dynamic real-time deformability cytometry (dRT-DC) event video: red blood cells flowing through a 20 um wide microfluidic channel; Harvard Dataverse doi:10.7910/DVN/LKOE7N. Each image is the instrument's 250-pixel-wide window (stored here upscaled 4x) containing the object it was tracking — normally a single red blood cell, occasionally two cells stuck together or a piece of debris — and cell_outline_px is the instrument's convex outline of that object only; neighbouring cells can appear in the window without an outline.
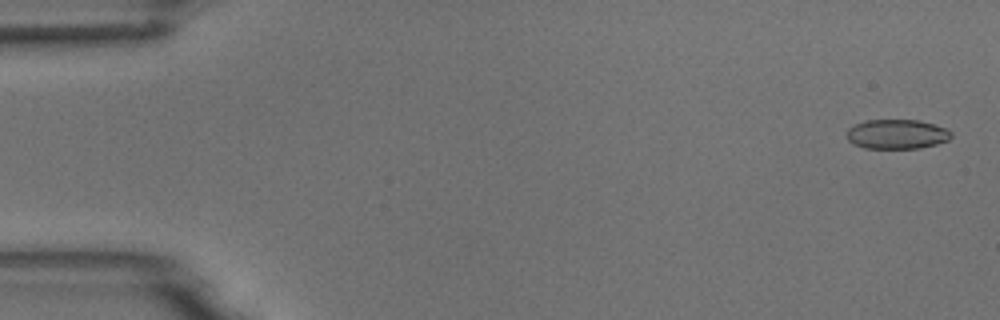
{"species": "common noctule bat (a hibernating species)", "species_latin": "Nyctalus noctula", "temperature_condition": "room temperature", "stored_images_in_passage": 54, "camera_frame_rate_fps": 3000, "um_per_image_px": 0.085, "animal": {"sex": "male", "body_mass_g": 18.8}, "frame": {"image": 1, "passage_image": 2, "time_ms": 0.333, "image_size_px": [1000, 320], "cell_outline_px": [[952, 136], [948, 140], [936, 144], [920, 148], [864, 148], [848, 140], [848, 128], [864, 120], [920, 120], [944, 128], [952, 132]], "centroid_in_image_um": [76.24, 11.4], "position_along_channel_um": 8.8, "area_um2": 17.8}}
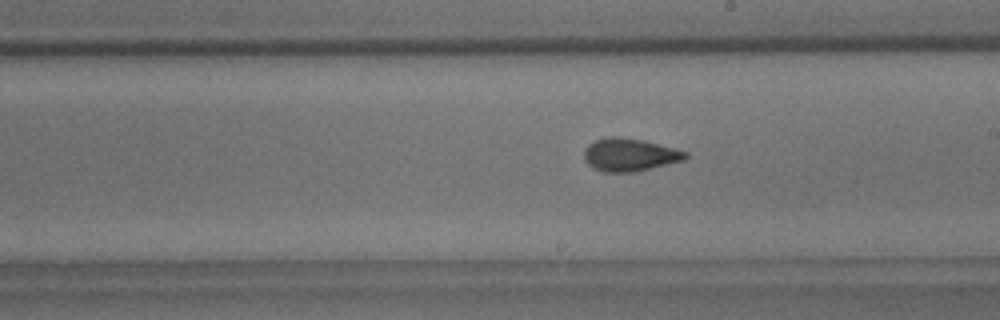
{"frame": {"image": 2, "passage_image": 31, "time_ms": 10.0, "image_size_px": [1000, 320], "cell_outline_px": [[688, 156], [684, 160], [636, 172], [604, 172], [592, 168], [584, 160], [584, 148], [588, 144], [596, 140], [608, 136], [616, 136], [644, 140], [688, 152]], "centroid_in_image_um": [53.49, 13.16], "position_along_channel_um": 235.5, "area_um2": 19.54}}
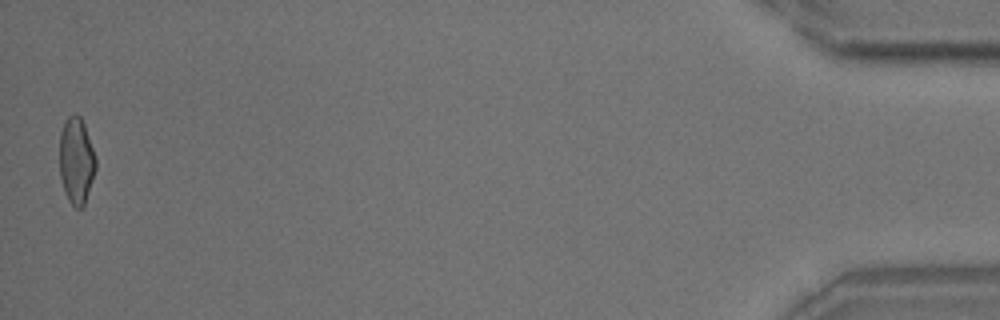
{"frame": {"image": 3, "passage_image": 54, "time_ms": 17.667, "image_size_px": [1000, 320], "cell_outline_px": [[96, 168], [84, 204], [80, 208], [76, 208], [68, 200], [64, 192], [60, 176], [60, 132], [68, 116], [76, 112], [80, 116], [84, 124], [96, 156]], "centroid_in_image_um": [6.49, 13.63], "position_along_channel_um": 428.7, "area_um2": 18.21}, "authors_computed_cell_mechanics": {"area_um2": 18.7561, "velocity_mm_per_s": 3.7417, "shape_relaxation_time_tau1_ms": 7.2785, "shape_relaxation_time_tau2_ms": 1.465, "deformation_change_tau1": 0.171, "deformation_change_tau2": 0.0747}}